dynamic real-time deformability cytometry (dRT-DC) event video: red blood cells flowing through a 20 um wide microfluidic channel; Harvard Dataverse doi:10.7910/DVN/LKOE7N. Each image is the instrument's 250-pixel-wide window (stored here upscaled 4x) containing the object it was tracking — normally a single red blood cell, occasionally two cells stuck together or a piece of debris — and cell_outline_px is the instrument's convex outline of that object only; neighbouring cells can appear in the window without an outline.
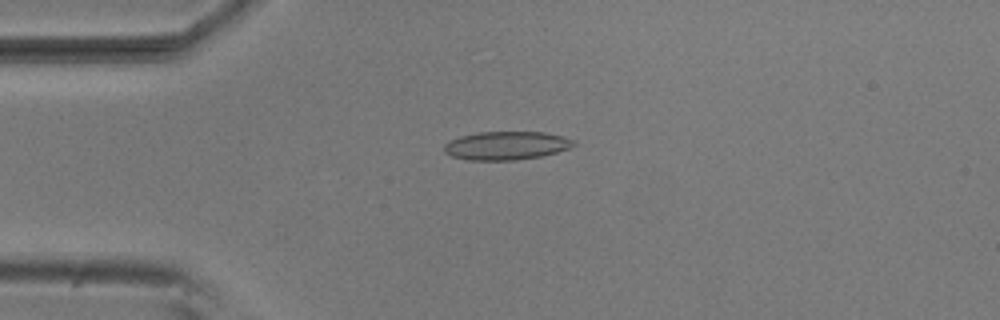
{"species": "common noctule bat (a hibernating species)", "species_latin": "Nyctalus noctula", "temperature_condition": "room temperature", "stored_images_in_passage": 14, "camera_frame_rate_fps": 3000, "um_per_image_px": 0.085, "animal": {"sex": "male", "body_mass_g": 20.5, "forearm_length_mm": 52.5}, "frame": {"image": 1, "passage_image": 3, "time_ms": 0.667, "image_size_px": [1000, 320], "cell_outline_px": [[576, 144], [568, 148], [556, 152], [540, 156], [516, 160], [468, 160], [452, 156], [444, 152], [444, 144], [460, 136], [476, 132], [544, 132], [576, 140]], "centroid_in_image_um": [43.02, 12.37], "position_along_channel_um": 42.0, "area_um2": 21.33}}
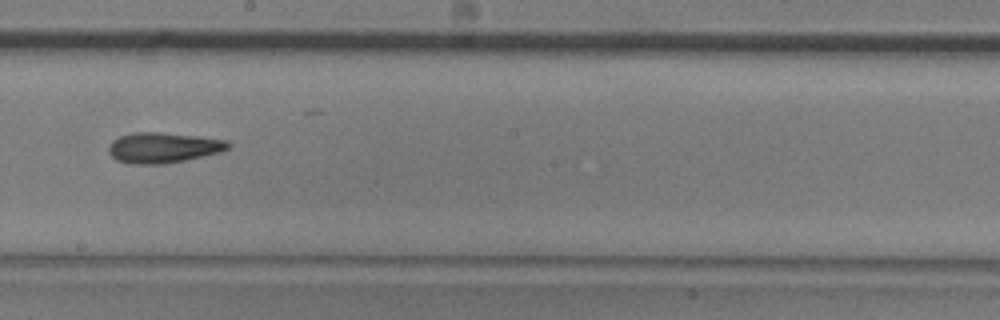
{"frame": {"image": 2, "passage_image": 8, "time_ms": 2.333, "image_size_px": [1000, 320], "cell_outline_px": [[232, 144], [228, 148], [220, 152], [184, 160], [164, 164], [128, 164], [116, 160], [108, 152], [108, 148], [112, 140], [120, 136], [132, 132], [160, 132], [200, 136], [228, 140]], "centroid_in_image_um": [13.86, 12.54], "position_along_channel_um": 234.3, "area_um2": 21.39}}
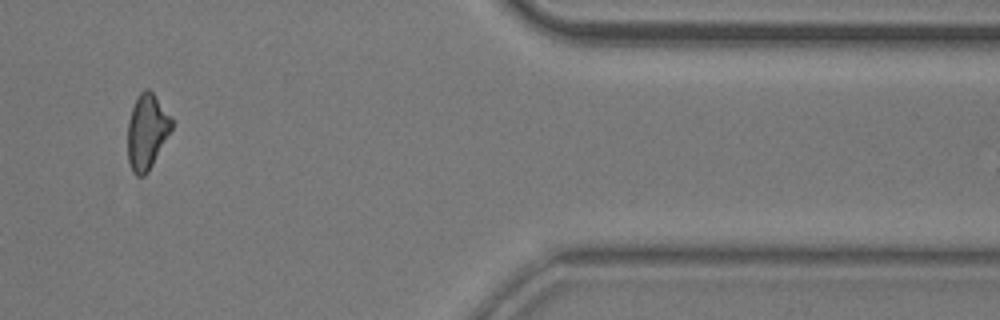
{"frame": {"image": 3, "passage_image": 12, "time_ms": 3.667, "image_size_px": [1000, 320], "cell_outline_px": [[172, 128], [148, 172], [144, 176], [136, 176], [132, 172], [128, 160], [128, 120], [132, 108], [140, 92], [144, 88], [148, 88], [152, 92], [172, 116]], "centroid_in_image_um": [12.48, 11.18], "position_along_channel_um": 398.9, "area_um2": 19.19}}